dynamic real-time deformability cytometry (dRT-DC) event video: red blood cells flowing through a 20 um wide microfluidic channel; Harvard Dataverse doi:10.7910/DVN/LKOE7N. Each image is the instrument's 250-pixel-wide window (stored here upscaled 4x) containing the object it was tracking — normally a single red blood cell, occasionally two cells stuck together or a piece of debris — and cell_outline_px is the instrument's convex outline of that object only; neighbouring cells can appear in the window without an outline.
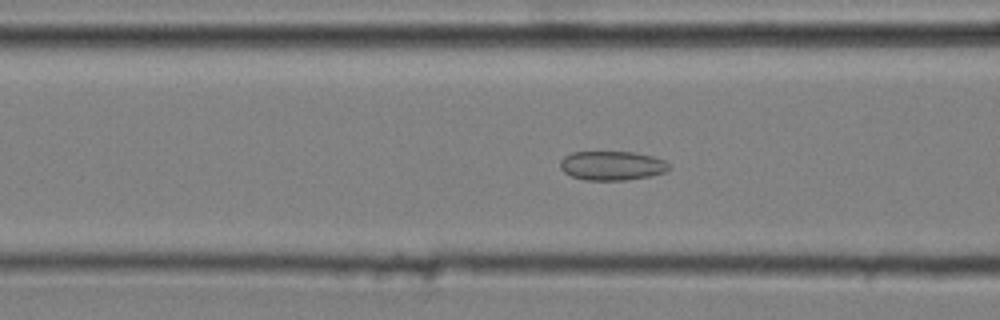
{"species": "common noctule bat (a hibernating species)", "species_latin": "Nyctalus noctula", "temperature_condition": "cold", "stored_images_in_passage": 53, "camera_frame_rate_fps": 3000, "um_per_image_px": 0.085, "animal": {"sex": "male", "body_mass_g": 20.4}, "frame": {"image": 1, "passage_image": 21, "time_ms": 6.667, "image_size_px": [1000, 320], "cell_outline_px": [[668, 168], [664, 172], [648, 176], [624, 180], [584, 180], [572, 176], [564, 172], [560, 168], [560, 160], [564, 156], [572, 152], [632, 152], [652, 156], [664, 160], [668, 164]], "centroid_in_image_um": [51.96, 14.07], "position_along_channel_um": 114.6, "area_um2": 18.32}}
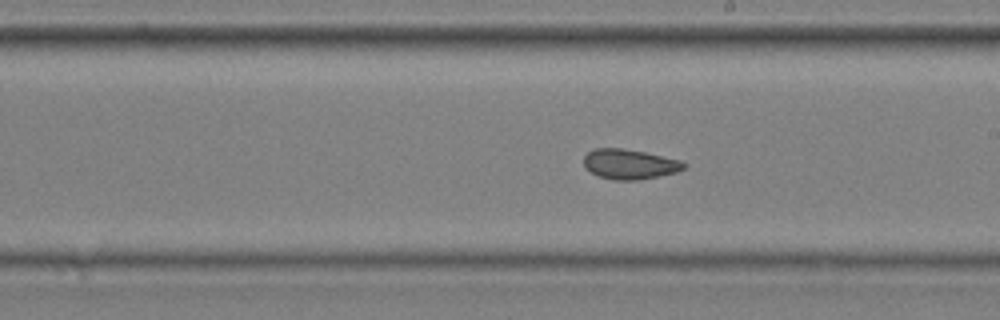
{"frame": {"image": 2, "passage_image": 31, "time_ms": 10.0, "image_size_px": [1000, 320], "cell_outline_px": [[688, 164], [684, 168], [676, 172], [640, 180], [612, 180], [596, 176], [584, 168], [584, 156], [592, 148], [620, 148], [644, 152], [680, 160]], "centroid_in_image_um": [53.47, 13.96], "position_along_channel_um": 235.5, "area_um2": 17.63}}
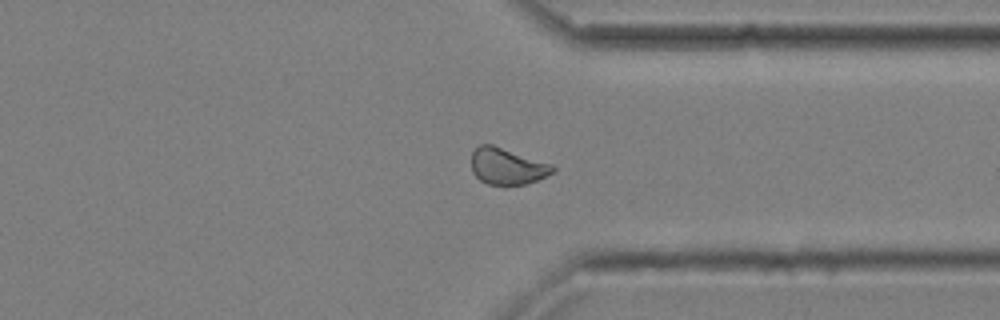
{"frame": {"image": 3, "passage_image": 42, "time_ms": 13.667, "image_size_px": [1000, 320], "cell_outline_px": [[556, 172], [536, 180], [524, 184], [504, 188], [488, 184], [480, 180], [472, 172], [472, 152], [480, 144], [492, 144], [552, 164], [556, 168]], "centroid_in_image_um": [43.12, 14.17], "position_along_channel_um": 368.3, "area_um2": 17.69}, "authors_computed_cell_mechanics": {"area_um2": 18.2648, "velocity_mm_per_s": 3.6333, "shape_relaxation_time_tau1_ms": null, "shape_relaxation_time_tau2_ms": 1.7044, "deformation_change_tau1": null, "deformation_change_tau2": 0.0732}}